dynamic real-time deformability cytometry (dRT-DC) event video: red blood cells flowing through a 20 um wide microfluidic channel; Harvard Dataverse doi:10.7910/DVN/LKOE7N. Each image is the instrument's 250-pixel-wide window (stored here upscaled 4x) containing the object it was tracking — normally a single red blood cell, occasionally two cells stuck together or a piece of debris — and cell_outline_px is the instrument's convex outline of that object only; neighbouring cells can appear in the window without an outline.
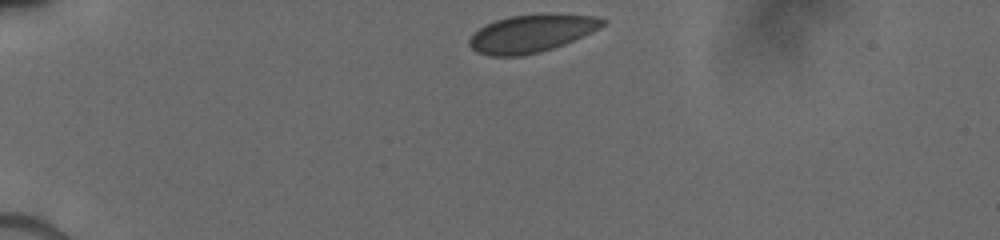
{"species": "human", "species_latin": "Homo sapiens", "temperature_condition": "cold", "stored_images_in_passage": 7, "camera_frame_rate_fps": 3000, "um_per_image_px": 0.085, "donor": {"sex": "male"}, "frame": {"image": 1, "passage_image": 1, "time_ms": 0.0, "image_size_px": [1000, 240], "cell_outline_px": [[608, 20], [604, 24], [564, 44], [540, 52], [520, 56], [492, 56], [476, 52], [468, 44], [468, 40], [484, 24], [508, 16], [536, 12], [548, 12], [596, 16]], "centroid_in_image_um": [45.14, 2.8], "position_along_channel_um": 39.9, "area_um2": 29.48}}